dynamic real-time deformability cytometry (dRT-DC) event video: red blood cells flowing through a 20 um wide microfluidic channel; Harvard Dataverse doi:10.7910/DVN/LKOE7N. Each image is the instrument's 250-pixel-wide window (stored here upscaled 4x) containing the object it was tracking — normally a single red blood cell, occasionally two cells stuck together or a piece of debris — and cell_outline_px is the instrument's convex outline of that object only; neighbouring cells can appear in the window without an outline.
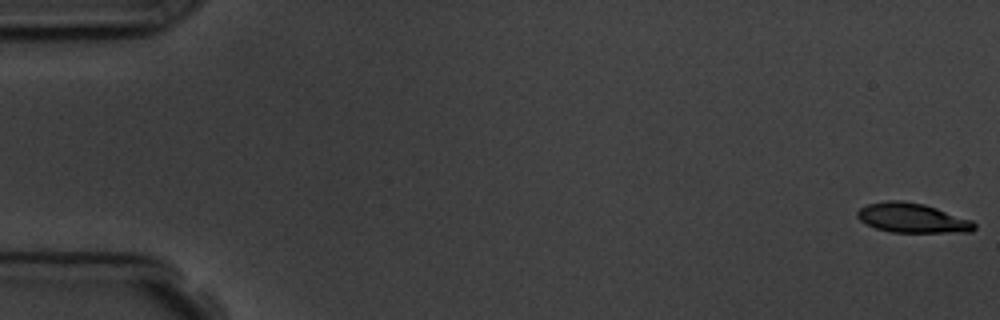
{"species": "common noctule bat (a hibernating species)", "species_latin": "Nyctalus noctula", "temperature_condition": "room temperature", "stored_images_in_passage": 10, "camera_frame_rate_fps": 3000, "um_per_image_px": 0.085, "animal": {"sex": "male", "body_mass_g": 19.5, "forearm_length_mm": 54.6}, "frame": {"image": 1, "passage_image": 1, "time_ms": 0.0, "image_size_px": [1000, 320], "cell_outline_px": [[976, 228], [972, 232], [892, 232], [876, 228], [860, 220], [856, 216], [856, 212], [860, 208], [868, 204], [888, 200], [900, 200], [924, 204], [972, 220], [976, 224]], "centroid_in_image_um": [77.56, 18.53], "position_along_channel_um": 7.4, "area_um2": 20.06}}